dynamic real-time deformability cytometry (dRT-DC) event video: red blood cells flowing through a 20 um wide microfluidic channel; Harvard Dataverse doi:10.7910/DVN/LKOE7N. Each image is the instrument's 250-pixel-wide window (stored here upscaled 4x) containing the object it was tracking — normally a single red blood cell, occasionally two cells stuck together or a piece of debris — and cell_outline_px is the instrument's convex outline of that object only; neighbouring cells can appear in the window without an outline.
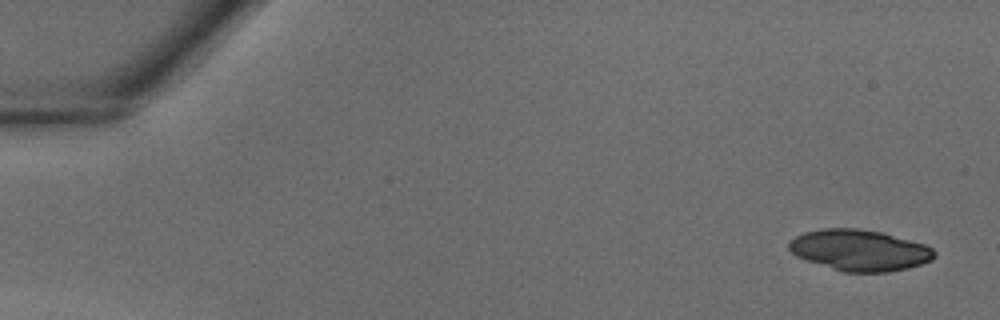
{"species": "common noctule bat (a hibernating species)", "species_latin": "Nyctalus noctula", "temperature_condition": "warm", "stored_images_in_passage": 39, "camera_frame_rate_fps": 3000, "um_per_image_px": 0.085, "animal": {"sex": "male", "body_mass_g": 18.8}, "frame": {"image": 1, "passage_image": 1, "time_ms": 0.0, "image_size_px": [1000, 320], "cell_outline_px": [[936, 256], [932, 260], [908, 268], [888, 272], [844, 272], [796, 256], [788, 248], [788, 240], [804, 232], [824, 228], [856, 228], [880, 232], [924, 244], [932, 248], [936, 252]], "centroid_in_image_um": [73.06, 21.26], "position_along_channel_um": 11.9, "area_um2": 34.62}}
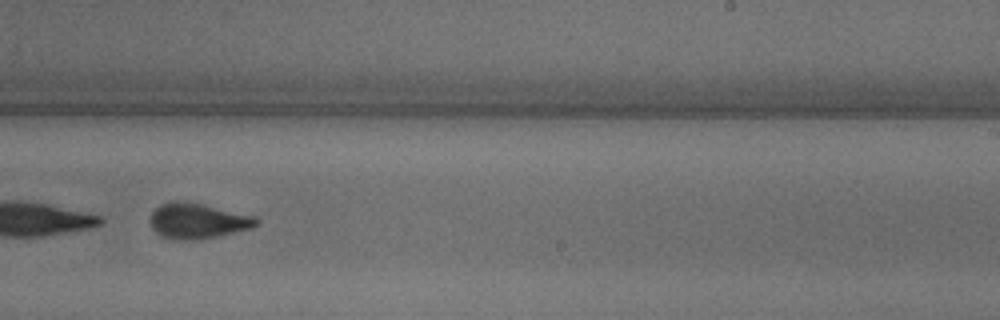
{"frame": {"image": 2, "passage_image": 25, "time_ms": 8.0, "image_size_px": [1000, 320], "cell_outline_px": [[260, 220], [256, 224], [248, 228], [216, 236], [192, 240], [172, 240], [160, 236], [152, 228], [148, 220], [152, 212], [160, 204], [176, 200], [200, 204], [256, 216]], "centroid_in_image_um": [16.72, 18.78], "position_along_channel_um": 272.3, "area_um2": 21.68}}